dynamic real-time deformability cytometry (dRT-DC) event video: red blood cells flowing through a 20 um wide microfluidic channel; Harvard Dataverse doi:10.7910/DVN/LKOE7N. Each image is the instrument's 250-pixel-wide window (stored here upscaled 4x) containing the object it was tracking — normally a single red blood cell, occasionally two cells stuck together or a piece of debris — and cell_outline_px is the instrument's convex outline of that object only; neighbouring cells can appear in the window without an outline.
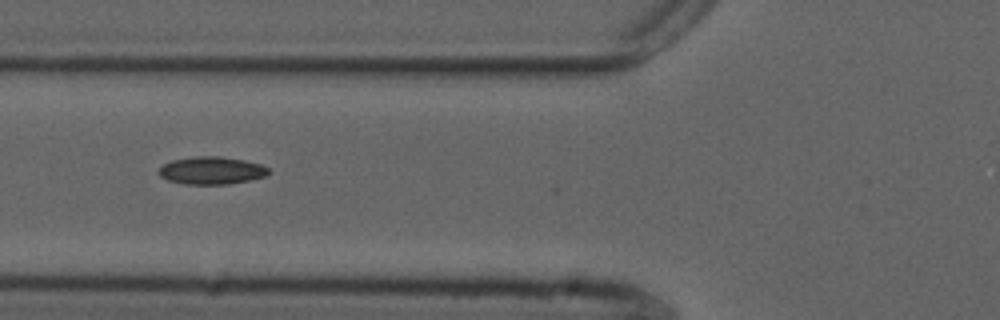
{"species": "common noctule bat (a hibernating species)", "species_latin": "Nyctalus noctula", "temperature_condition": "cold", "stored_images_in_passage": 7, "camera_frame_rate_fps": 3000, "um_per_image_px": 0.085, "animal": {"sex": "male", "forearm_length_mm": 52.5}, "frame": {"image": 1, "passage_image": 2, "time_ms": 0.333, "image_size_px": [1000, 320], "cell_outline_px": [[272, 172], [264, 176], [252, 180], [228, 184], [184, 184], [168, 180], [160, 176], [156, 172], [164, 164], [172, 160], [196, 156], [216, 156], [244, 160], [260, 164], [268, 168]], "centroid_in_image_um": [17.98, 14.5], "position_along_channel_um": 107.8, "area_um2": 17.69}}
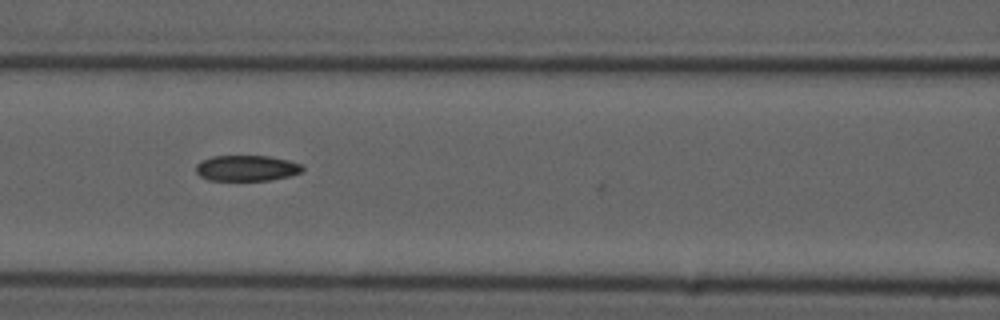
{"frame": {"image": 2, "passage_image": 5, "time_ms": 1.333, "image_size_px": [1000, 320], "cell_outline_px": [[304, 172], [292, 176], [268, 180], [208, 180], [200, 176], [196, 172], [196, 164], [200, 160], [212, 156], [268, 156], [288, 160], [300, 164], [304, 168]], "centroid_in_image_um": [20.97, 14.29], "position_along_channel_um": 145.6, "area_um2": 16.13}}